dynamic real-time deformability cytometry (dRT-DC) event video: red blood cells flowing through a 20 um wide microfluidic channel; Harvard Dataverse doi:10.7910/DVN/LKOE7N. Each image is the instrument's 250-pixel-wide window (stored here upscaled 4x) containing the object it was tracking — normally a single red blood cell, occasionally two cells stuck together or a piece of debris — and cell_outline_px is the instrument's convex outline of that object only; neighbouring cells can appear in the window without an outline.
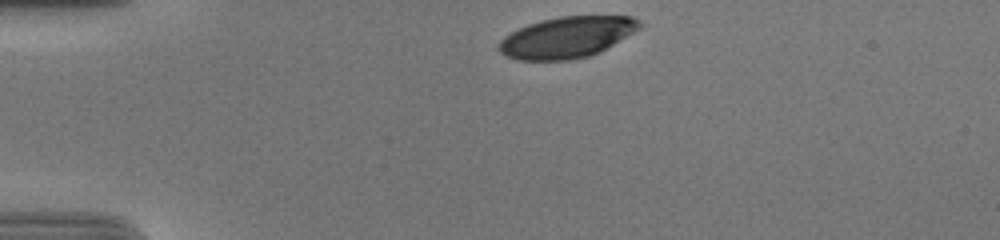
{"species": "human", "species_latin": "Homo sapiens", "temperature_condition": "cold", "stored_images_in_passage": 35, "camera_frame_rate_fps": 3000, "um_per_image_px": 0.085, "donor": {"sex": "male"}, "frame": {"image": 1, "passage_image": 1, "time_ms": 0.0, "image_size_px": [1000, 240], "cell_outline_px": [[640, 28], [600, 52], [588, 56], [568, 60], [516, 60], [504, 56], [496, 48], [500, 40], [504, 36], [528, 24], [540, 20], [560, 16], [632, 16], [640, 20]], "centroid_in_image_um": [48.14, 3.17], "position_along_channel_um": 36.9, "area_um2": 33.76}}
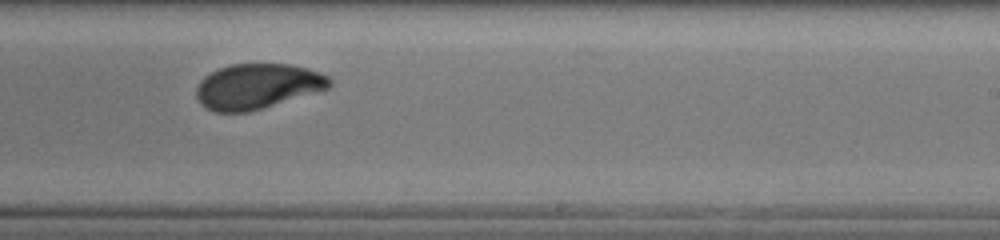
{"frame": {"image": 2, "passage_image": 24, "time_ms": 7.667, "image_size_px": [1000, 240], "cell_outline_px": [[332, 84], [328, 88], [248, 112], [216, 112], [204, 108], [200, 104], [196, 96], [196, 88], [200, 80], [204, 76], [220, 68], [232, 64], [288, 64], [308, 68], [320, 72], [328, 76], [332, 80]], "centroid_in_image_um": [21.85, 7.33], "position_along_channel_um": 267.2, "area_um2": 34.91}}
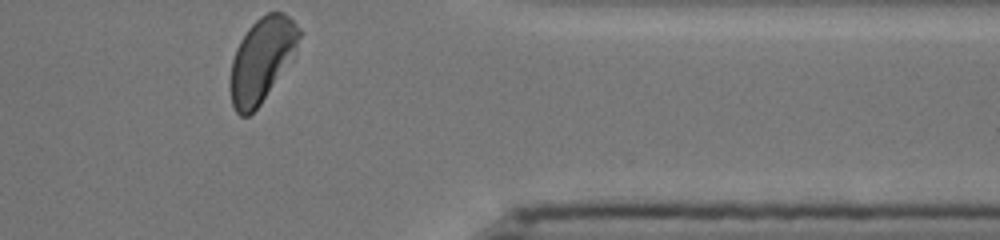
{"frame": {"image": 3, "passage_image": 35, "time_ms": 11.333, "image_size_px": [1000, 240], "cell_outline_px": [[300, 36], [296, 48], [260, 104], [248, 116], [240, 116], [236, 112], [232, 104], [232, 60], [236, 48], [240, 40], [248, 28], [260, 16], [268, 12], [284, 12], [300, 28]], "centroid_in_image_um": [22.23, 5.03], "position_along_channel_um": 389.2, "area_um2": 32.43}, "authors_computed_cell_mechanics": {"area_um2": 35.7204, "velocity_mm_per_s": 3.6808, "shape_relaxation_time_tau1_ms": 3.3377, "shape_relaxation_time_tau2_ms": 0.9431, "deformation_change_tau1": 0.1597, "deformation_change_tau2": 0.0515}}